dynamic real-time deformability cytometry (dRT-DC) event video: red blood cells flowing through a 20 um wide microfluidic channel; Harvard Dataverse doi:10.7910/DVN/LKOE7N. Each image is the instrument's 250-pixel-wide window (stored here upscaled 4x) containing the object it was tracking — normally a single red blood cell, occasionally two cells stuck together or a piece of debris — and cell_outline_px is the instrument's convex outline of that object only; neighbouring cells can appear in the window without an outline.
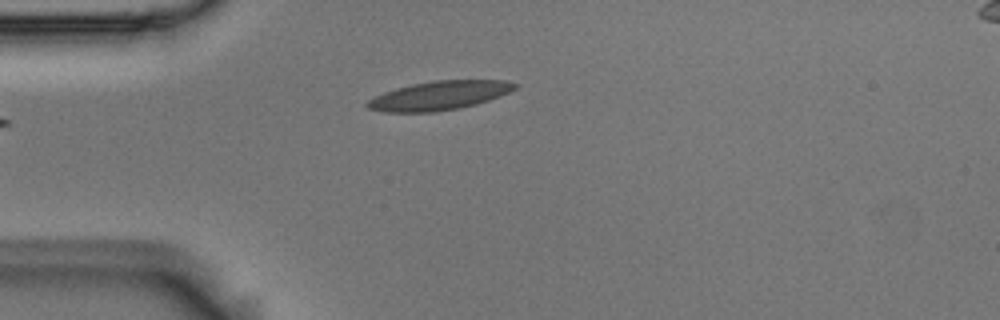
{"species": "Egyptian fruit bat (a non-hibernating species)", "species_latin": "Rousettus aegyptiacus", "temperature_condition": "room temperature", "stored_images_in_passage": 4, "camera_frame_rate_fps": 3000, "um_per_image_px": 0.085, "animal": {"sex": "male"}, "frame": {"image": 1, "passage_image": 4, "time_ms": 1.0, "image_size_px": [1000, 320], "cell_outline_px": [[520, 84], [516, 88], [500, 96], [476, 104], [460, 108], [432, 112], [384, 112], [368, 108], [364, 104], [368, 100], [384, 92], [396, 88], [412, 84], [432, 80], [504, 80]], "centroid_in_image_um": [37.34, 8.12], "position_along_channel_um": 47.7, "area_um2": 24.85}}